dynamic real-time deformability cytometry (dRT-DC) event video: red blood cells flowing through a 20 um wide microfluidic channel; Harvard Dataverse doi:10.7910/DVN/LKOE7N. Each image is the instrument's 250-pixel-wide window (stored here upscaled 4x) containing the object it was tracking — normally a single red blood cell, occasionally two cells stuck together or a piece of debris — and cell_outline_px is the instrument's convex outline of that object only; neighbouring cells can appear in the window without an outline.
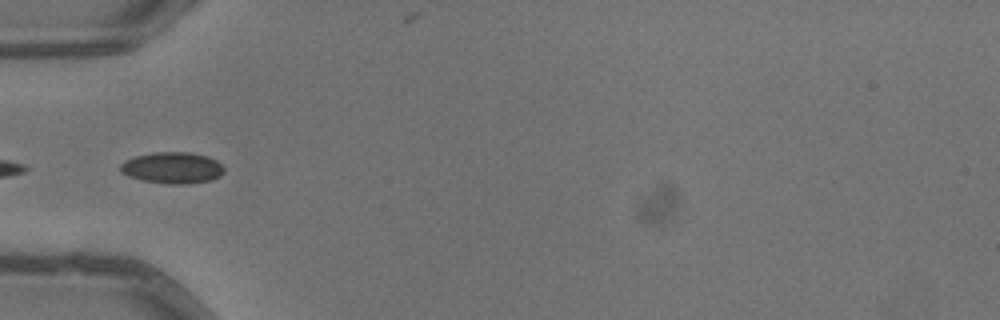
{"species": "common noctule bat (a hibernating species)", "species_latin": "Nyctalus noctula", "temperature_condition": "warm", "stored_images_in_passage": 6, "camera_frame_rate_fps": 3000, "um_per_image_px": 0.085, "animal": {"sex": "male", "body_mass_g": 13.3}, "frame": {"image": 1, "passage_image": 5, "time_ms": 1.333, "image_size_px": [1000, 320], "cell_outline_px": [[224, 172], [220, 176], [212, 180], [188, 184], [168, 184], [140, 180], [128, 176], [120, 172], [120, 164], [124, 160], [136, 156], [156, 152], [192, 152], [208, 156], [216, 160], [224, 168]], "centroid_in_image_um": [14.65, 14.27], "position_along_channel_um": 70.4, "area_um2": 19.19}}